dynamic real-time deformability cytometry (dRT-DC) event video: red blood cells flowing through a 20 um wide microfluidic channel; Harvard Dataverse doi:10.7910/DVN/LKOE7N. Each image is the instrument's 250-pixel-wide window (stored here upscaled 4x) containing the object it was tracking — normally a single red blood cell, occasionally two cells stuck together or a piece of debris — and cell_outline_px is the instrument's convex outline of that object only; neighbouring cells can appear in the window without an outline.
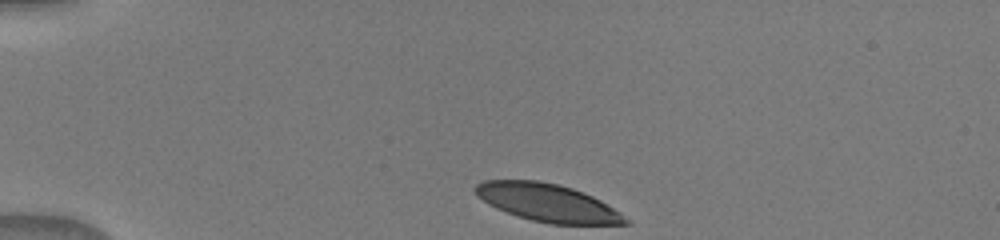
{"species": "human", "species_latin": "Homo sapiens", "temperature_condition": "warm", "stored_images_in_passage": 40, "camera_frame_rate_fps": 3000, "um_per_image_px": 0.085, "donor": {"sex": "male"}, "frame": {"image": 1, "passage_image": 1, "time_ms": 0.0, "image_size_px": [1000, 240], "cell_outline_px": [[632, 224], [552, 224], [532, 220], [496, 208], [488, 204], [476, 196], [472, 188], [476, 184], [484, 180], [540, 180], [572, 188], [592, 196], [600, 200], [620, 212], [632, 220]], "centroid_in_image_um": [46.55, 17.23], "position_along_channel_um": 38.5, "area_um2": 33.06}}
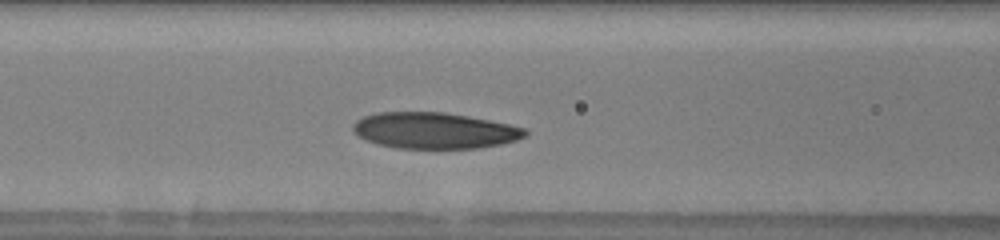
{"frame": {"image": 2, "passage_image": 12, "time_ms": 3.667, "image_size_px": [1000, 240], "cell_outline_px": [[528, 132], [524, 136], [516, 140], [500, 144], [476, 148], [396, 148], [380, 144], [368, 140], [360, 136], [352, 128], [352, 124], [356, 120], [364, 116], [376, 112], [444, 112], [468, 116], [508, 124], [524, 128]], "centroid_in_image_um": [36.91, 11.09], "position_along_channel_um": 129.7, "area_um2": 35.89}}
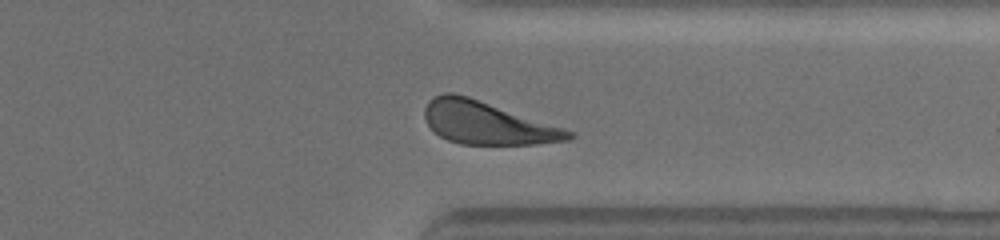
{"frame": {"image": 3, "passage_image": 30, "time_ms": 9.667, "image_size_px": [1000, 240], "cell_outline_px": [[576, 136], [572, 140], [536, 144], [460, 144], [448, 140], [440, 136], [428, 124], [424, 116], [424, 108], [428, 100], [444, 92], [452, 92], [468, 96], [576, 132]], "centroid_in_image_um": [41.43, 10.45], "position_along_channel_um": 370.0, "area_um2": 35.78}}